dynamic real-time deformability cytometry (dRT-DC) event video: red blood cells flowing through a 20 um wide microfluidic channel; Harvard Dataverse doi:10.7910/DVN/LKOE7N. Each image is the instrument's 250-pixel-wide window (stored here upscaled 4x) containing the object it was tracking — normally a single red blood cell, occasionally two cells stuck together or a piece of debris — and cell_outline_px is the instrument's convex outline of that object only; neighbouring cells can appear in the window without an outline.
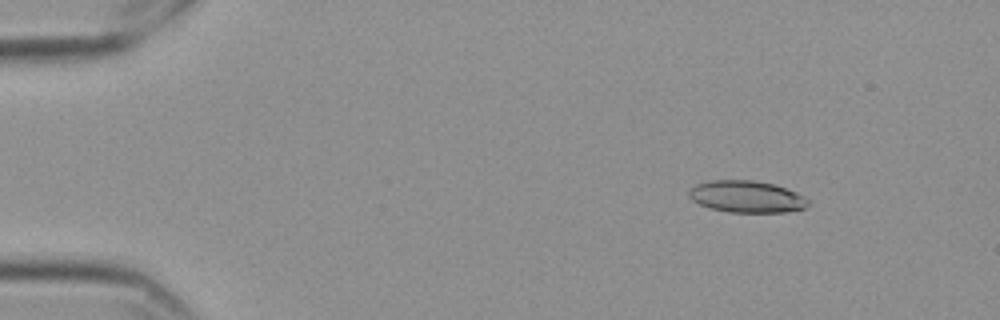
{"species": "Egyptian fruit bat (a non-hibernating species)", "species_latin": "Rousettus aegyptiacus", "temperature_condition": "cold", "stored_images_in_passage": 57, "camera_frame_rate_fps": 3000, "um_per_image_px": 0.085, "frame": {"image": 1, "passage_image": 7, "time_ms": 2.0, "image_size_px": [1000, 320], "cell_outline_px": [[808, 204], [804, 208], [784, 212], [728, 212], [708, 208], [692, 200], [688, 196], [688, 188], [696, 184], [712, 180], [752, 180], [772, 184], [796, 192], [804, 196], [808, 200]], "centroid_in_image_um": [63.41, 16.71], "position_along_channel_um": 21.6, "area_um2": 22.08}}
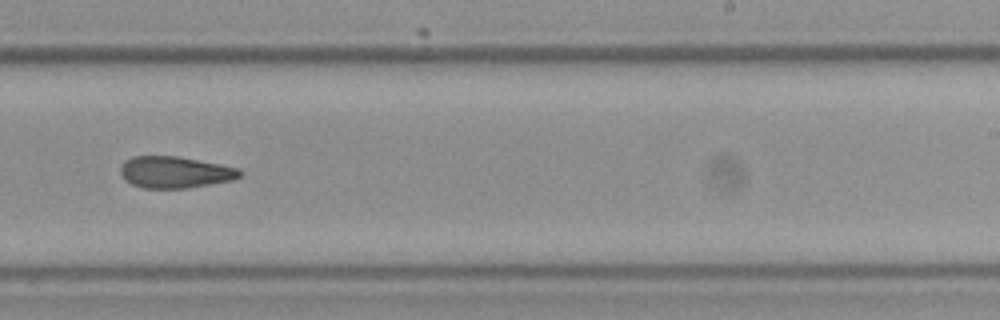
{"frame": {"image": 2, "passage_image": 36, "time_ms": 11.667, "image_size_px": [1000, 320], "cell_outline_px": [[240, 176], [232, 180], [188, 188], [144, 188], [132, 184], [124, 180], [120, 172], [120, 168], [124, 160], [132, 156], [180, 156], [240, 168]], "centroid_in_image_um": [14.84, 14.63], "position_along_channel_um": 274.2, "area_um2": 22.08}}
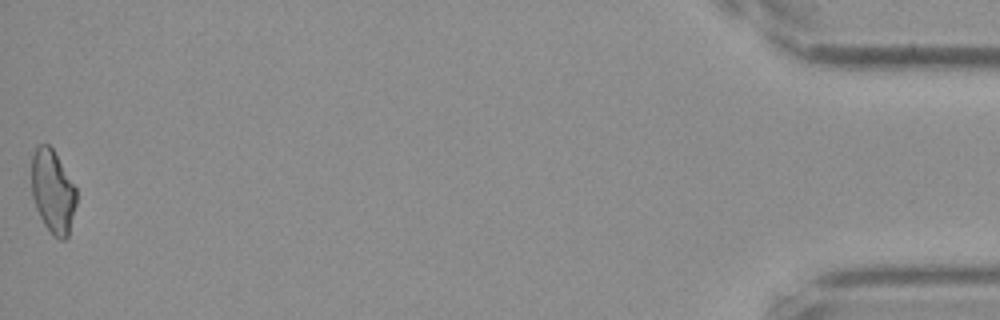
{"frame": {"image": 3, "passage_image": 57, "time_ms": 18.667, "image_size_px": [1000, 320], "cell_outline_px": [[76, 204], [68, 236], [64, 240], [60, 240], [52, 236], [44, 224], [36, 208], [32, 196], [32, 156], [36, 148], [40, 144], [48, 144], [52, 148], [76, 188]], "centroid_in_image_um": [4.49, 16.31], "position_along_channel_um": 430.7, "area_um2": 21.62}, "authors_computed_cell_mechanics": {"area_um2": 22.1374, "velocity_mm_per_s": 3.5513, "shape_relaxation_time_tau1_ms": null, "shape_relaxation_time_tau2_ms": 8.0222, "deformation_change_tau1": null, "deformation_change_tau2": 0.1603}}